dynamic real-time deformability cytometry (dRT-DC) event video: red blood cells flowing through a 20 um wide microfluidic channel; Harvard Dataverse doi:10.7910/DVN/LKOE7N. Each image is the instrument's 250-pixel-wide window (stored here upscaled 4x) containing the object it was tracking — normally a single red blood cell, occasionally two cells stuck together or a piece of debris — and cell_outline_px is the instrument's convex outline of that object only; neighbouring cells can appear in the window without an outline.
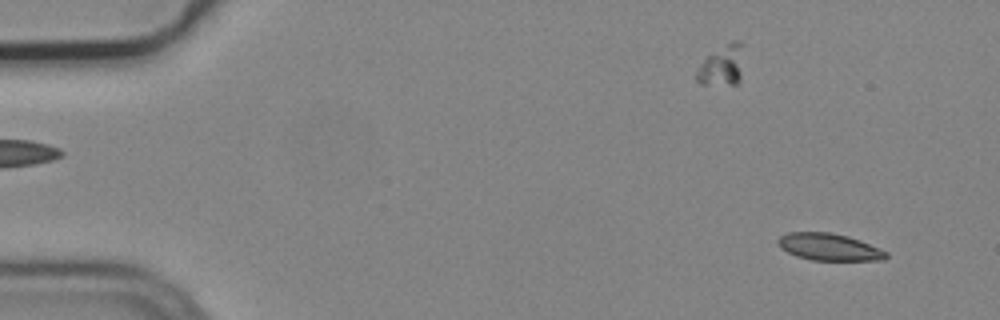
{"species": "common noctule bat (a hibernating species)", "species_latin": "Nyctalus noctula", "temperature_condition": "cold", "stored_images_in_passage": 5, "camera_frame_rate_fps": 3000, "um_per_image_px": 0.085, "animal": {"sex": "male", "body_mass_g": 19.2, "forearm_length_mm": 51.8}, "frame": {"image": 1, "passage_image": 1, "time_ms": 0.0, "image_size_px": [1000, 320], "cell_outline_px": [[888, 256], [884, 260], [812, 260], [796, 256], [780, 248], [776, 244], [776, 240], [780, 236], [788, 232], [832, 232], [848, 236], [860, 240], [880, 248], [888, 252]], "centroid_in_image_um": [70.46, 20.98], "position_along_channel_um": 14.5, "area_um2": 17.22}}